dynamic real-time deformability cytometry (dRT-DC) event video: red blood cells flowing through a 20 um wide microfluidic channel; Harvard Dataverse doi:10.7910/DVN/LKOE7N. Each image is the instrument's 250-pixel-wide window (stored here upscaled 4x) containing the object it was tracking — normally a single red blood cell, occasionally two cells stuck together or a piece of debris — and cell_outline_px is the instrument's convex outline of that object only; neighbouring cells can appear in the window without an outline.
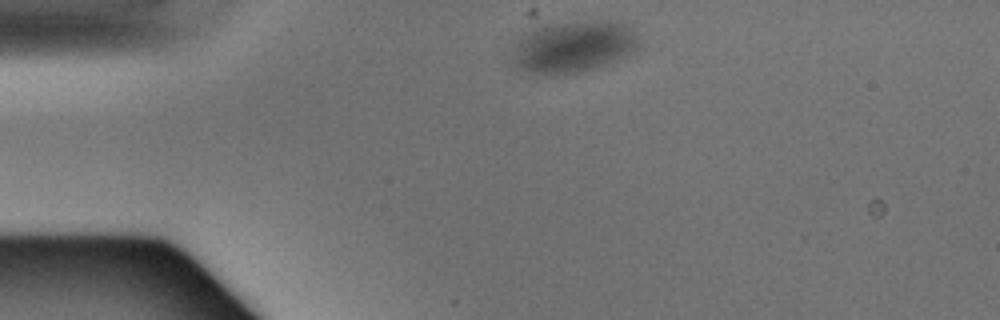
{"species": "Egyptian fruit bat (a non-hibernating species)", "species_latin": "Rousettus aegyptiacus", "temperature_condition": "warm", "stored_images_in_passage": 33, "camera_frame_rate_fps": 3000, "um_per_image_px": 0.085, "animal": {"sex": "male"}, "frame": {"image": 1, "passage_image": 2, "time_ms": 0.333, "image_size_px": [1000, 320], "cell_outline_px": [[640, 44], [632, 52], [620, 60], [612, 64], [572, 72], [532, 72], [520, 68], [512, 64], [512, 60], [516, 44], [520, 36], [544, 24], [592, 20], [620, 20], [632, 24], [640, 36]], "centroid_in_image_um": [48.88, 3.89], "position_along_channel_um": 36.1, "area_um2": 38.38}}
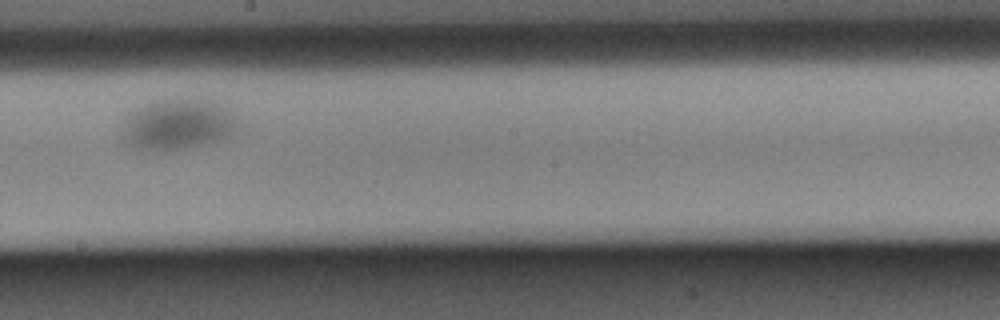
{"frame": {"image": 2, "passage_image": 19, "time_ms": 6.0, "image_size_px": [1000, 320], "cell_outline_px": [[240, 124], [232, 132], [220, 140], [208, 144], [168, 152], [160, 152], [140, 148], [132, 144], [124, 136], [124, 120], [132, 112], [148, 104], [160, 100], [176, 96], [212, 100], [220, 104], [232, 112]], "centroid_in_image_um": [15.19, 10.56], "position_along_channel_um": 233.0, "area_um2": 34.33}}
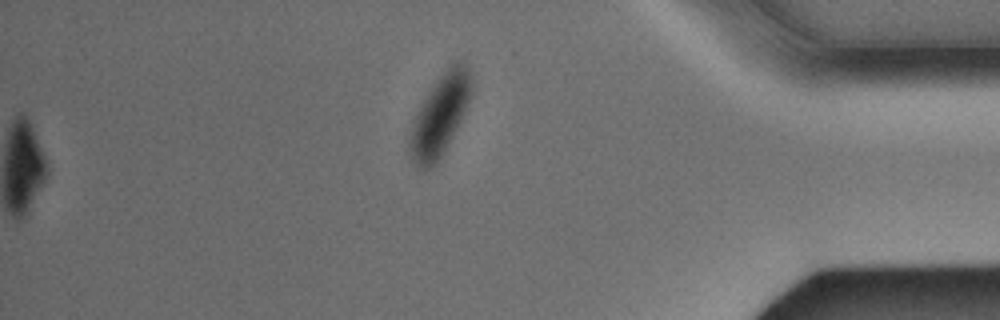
{"frame": {"image": 3, "passage_image": 33, "time_ms": 10.667, "image_size_px": [1000, 320], "cell_outline_px": [[472, 92], [464, 112], [444, 152], [436, 164], [432, 168], [424, 172], [412, 160], [408, 148], [408, 136], [416, 116], [428, 92], [436, 80], [456, 60], [460, 60], [468, 68], [472, 84]], "centroid_in_image_um": [37.38, 9.85], "position_along_channel_um": 397.8, "area_um2": 28.55}}